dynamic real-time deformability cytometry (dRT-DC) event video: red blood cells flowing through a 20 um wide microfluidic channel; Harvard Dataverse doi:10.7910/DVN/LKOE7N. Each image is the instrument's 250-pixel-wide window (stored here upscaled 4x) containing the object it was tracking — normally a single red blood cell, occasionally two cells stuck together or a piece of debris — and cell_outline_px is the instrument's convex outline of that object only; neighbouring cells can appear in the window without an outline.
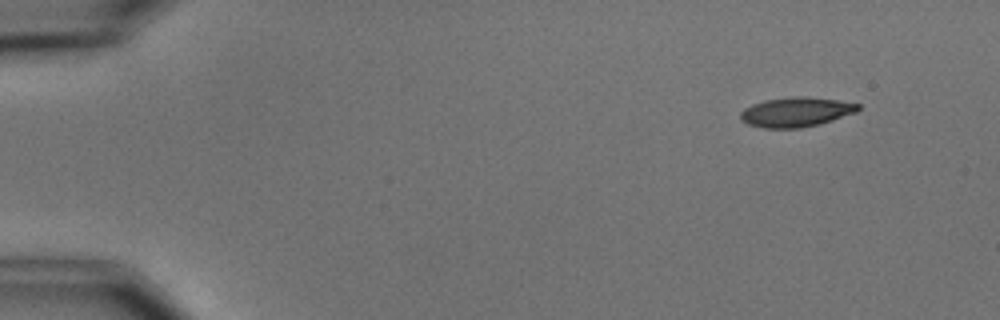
{"species": "common noctule bat (a hibernating species)", "species_latin": "Nyctalus noctula", "temperature_condition": "cold", "stored_images_in_passage": 4, "camera_frame_rate_fps": 3000, "um_per_image_px": 0.085, "animal": {"sex": "male", "body_mass_g": 15.6}, "frame": {"image": 1, "passage_image": 1, "time_ms": 0.0, "image_size_px": [1000, 320], "cell_outline_px": [[860, 108], [856, 112], [820, 124], [800, 128], [764, 128], [748, 124], [740, 120], [740, 112], [744, 108], [752, 104], [764, 100], [792, 96], [804, 96], [836, 100], [860, 104]], "centroid_in_image_um": [67.63, 9.52], "position_along_channel_um": 17.4, "area_um2": 20.35}}
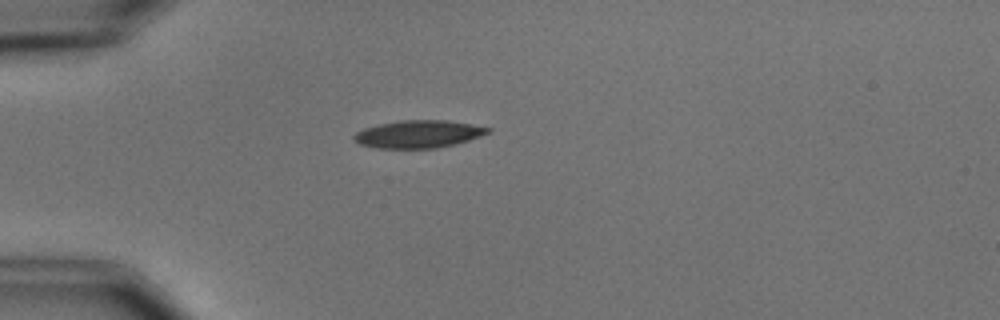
{"frame": {"image": 2, "passage_image": 3, "time_ms": 3.333, "image_size_px": [1000, 320], "cell_outline_px": [[492, 132], [456, 144], [436, 148], [376, 148], [360, 144], [352, 140], [352, 136], [356, 132], [364, 128], [380, 124], [400, 120], [448, 120], [472, 124], [492, 128]], "centroid_in_image_um": [35.58, 11.39], "position_along_channel_um": 49.4, "area_um2": 21.68}}